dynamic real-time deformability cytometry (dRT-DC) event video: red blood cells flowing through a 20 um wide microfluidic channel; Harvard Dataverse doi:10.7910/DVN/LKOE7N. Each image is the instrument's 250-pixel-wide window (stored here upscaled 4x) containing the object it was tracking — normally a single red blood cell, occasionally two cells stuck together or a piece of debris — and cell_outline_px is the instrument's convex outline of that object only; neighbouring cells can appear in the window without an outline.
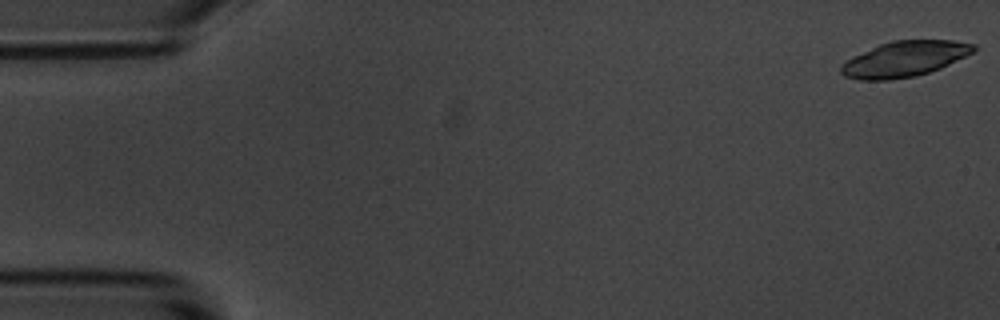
{"species": "common noctule bat (a hibernating species)", "species_latin": "Nyctalus noctula", "temperature_condition": "room temperature", "stored_images_in_passage": 55, "camera_frame_rate_fps": 3000, "um_per_image_px": 0.085, "animal": {"sex": "male", "body_mass_g": 20.1, "forearm_length_mm": 53.5}, "frame": {"image": 1, "passage_image": 1, "time_ms": 0.0, "image_size_px": [1000, 320], "cell_outline_px": [[980, 48], [940, 68], [916, 76], [888, 80], [860, 80], [844, 76], [840, 72], [840, 64], [852, 56], [880, 44], [892, 40], [952, 40], [976, 44]], "centroid_in_image_um": [76.86, 5.01], "position_along_channel_um": 8.1, "area_um2": 27.46}}
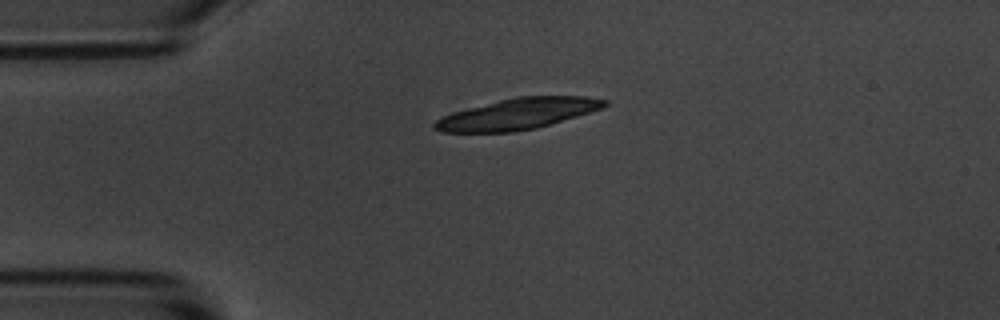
{"frame": {"image": 2, "passage_image": 13, "time_ms": 4.0, "image_size_px": [1000, 320], "cell_outline_px": [[608, 104], [604, 108], [536, 128], [512, 132], [440, 132], [432, 128], [432, 124], [436, 120], [452, 112], [516, 96], [584, 96], [608, 100]], "centroid_in_image_um": [44.0, 9.68], "position_along_channel_um": 41.0, "area_um2": 30.58}}